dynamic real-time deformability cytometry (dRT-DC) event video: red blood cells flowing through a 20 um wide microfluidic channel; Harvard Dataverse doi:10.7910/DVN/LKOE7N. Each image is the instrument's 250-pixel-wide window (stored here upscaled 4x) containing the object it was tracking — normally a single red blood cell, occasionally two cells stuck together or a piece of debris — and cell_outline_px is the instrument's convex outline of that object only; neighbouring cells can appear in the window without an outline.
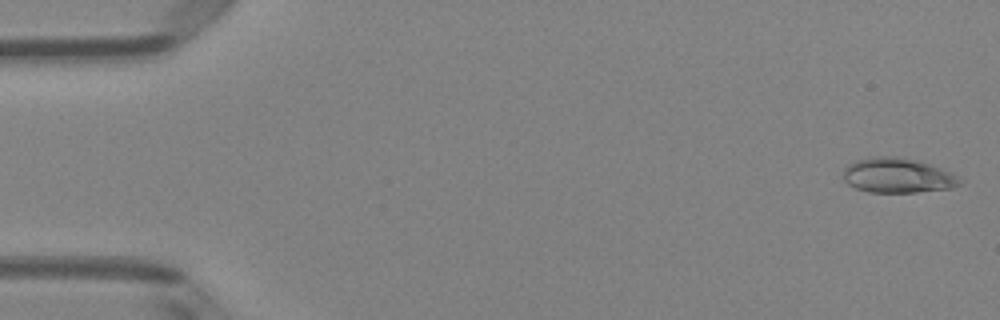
{"species": "Egyptian fruit bat (a non-hibernating species)", "species_latin": "Rousettus aegyptiacus", "temperature_condition": "room temperature", "stored_images_in_passage": 49, "camera_frame_rate_fps": 3000, "um_per_image_px": 0.085, "animal": {"sex": "female"}, "frame": {"image": 1, "passage_image": 1, "time_ms": 0.0, "image_size_px": [1000, 320], "cell_outline_px": [[964, 180], [960, 184], [952, 188], [916, 192], [868, 192], [856, 188], [848, 184], [844, 180], [844, 168], [848, 164], [856, 160], [872, 156], [892, 156], [912, 160], [928, 164], [952, 172], [960, 176]], "centroid_in_image_um": [76.31, 14.92], "position_along_channel_um": 8.7, "area_um2": 23.64}}
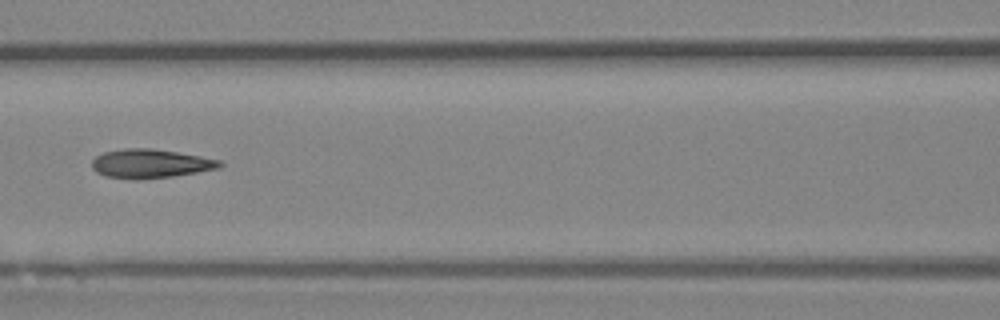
{"frame": {"image": 2, "passage_image": 22, "time_ms": 7.0, "image_size_px": [1000, 320], "cell_outline_px": [[224, 164], [220, 168], [172, 176], [140, 180], [136, 180], [104, 176], [96, 172], [92, 168], [92, 160], [96, 156], [104, 152], [124, 148], [152, 148], [200, 156], [220, 160]], "centroid_in_image_um": [12.76, 13.91], "position_along_channel_um": 153.8, "area_um2": 21.62}}
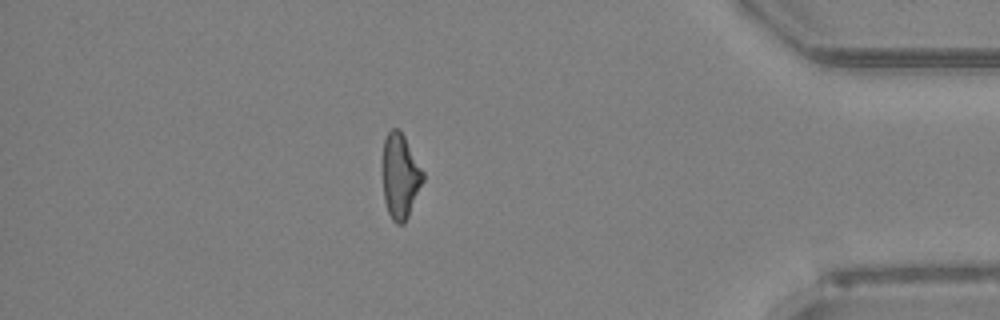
{"frame": {"image": 3, "passage_image": 43, "time_ms": 14.0, "image_size_px": [1000, 320], "cell_outline_px": [[424, 180], [408, 216], [404, 224], [396, 224], [392, 220], [388, 212], [384, 200], [384, 140], [388, 132], [392, 128], [400, 128], [424, 172]], "centroid_in_image_um": [34.04, 14.97], "position_along_channel_um": 401.2, "area_um2": 19.71}, "authors_computed_cell_mechanics": {"area_um2": 21.3282, "velocity_mm_per_s": 4.0804, "shape_relaxation_time_tau1_ms": null, "shape_relaxation_time_tau2_ms": 2.9901, "deformation_change_tau1": null, "deformation_change_tau2": 0.1034}}